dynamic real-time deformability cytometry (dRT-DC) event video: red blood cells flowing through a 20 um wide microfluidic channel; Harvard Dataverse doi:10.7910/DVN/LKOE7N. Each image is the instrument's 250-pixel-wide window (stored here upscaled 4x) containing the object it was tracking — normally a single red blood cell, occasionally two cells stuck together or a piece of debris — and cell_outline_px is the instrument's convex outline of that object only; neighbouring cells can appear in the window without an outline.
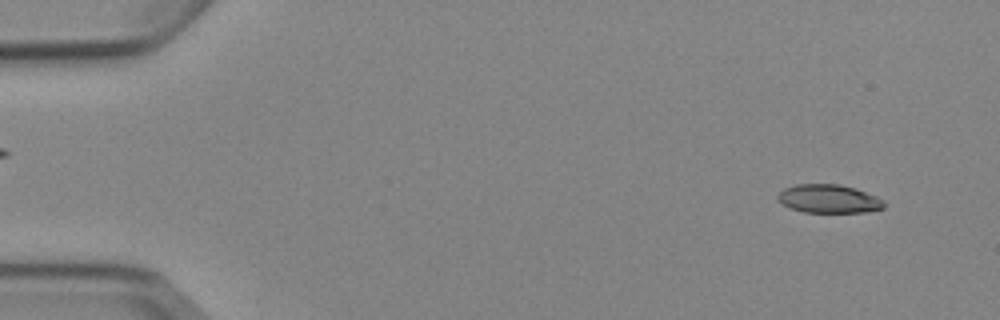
{"species": "Egyptian fruit bat (a non-hibernating species)", "species_latin": "Rousettus aegyptiacus", "temperature_condition": "cold", "stored_images_in_passage": 6, "camera_frame_rate_fps": 3000, "um_per_image_px": 0.085, "animal": {"sex": "female"}, "frame": {"image": 1, "passage_image": 1, "time_ms": 0.0, "image_size_px": [1000, 320], "cell_outline_px": [[884, 208], [864, 212], [804, 212], [792, 208], [784, 204], [776, 196], [784, 188], [796, 184], [840, 184], [856, 188], [876, 196], [884, 200]], "centroid_in_image_um": [70.47, 16.89], "position_along_channel_um": 14.5, "area_um2": 17.51}}
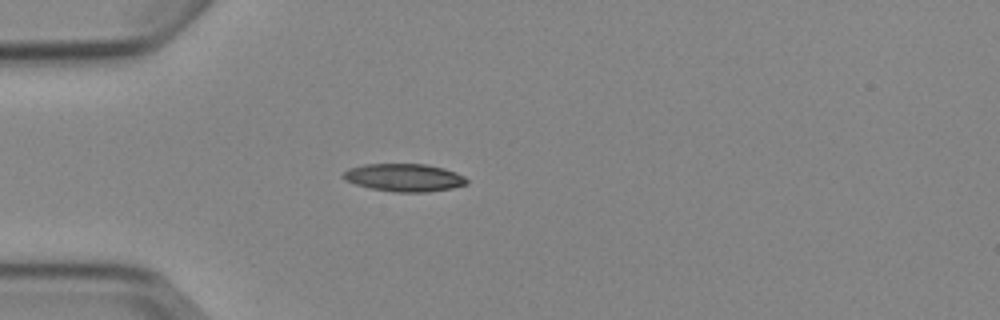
{"frame": {"image": 2, "passage_image": 4, "time_ms": 3.667, "image_size_px": [1000, 320], "cell_outline_px": [[468, 184], [452, 188], [428, 192], [396, 192], [372, 188], [356, 184], [344, 180], [340, 176], [348, 168], [364, 164], [424, 164], [444, 168], [456, 172], [464, 176], [468, 180]], "centroid_in_image_um": [34.36, 15.09], "position_along_channel_um": 50.6, "area_um2": 20.06}}
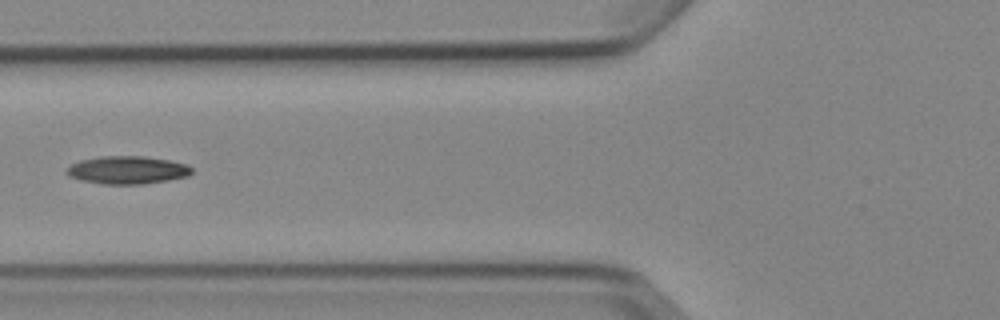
{"frame": {"image": 3, "passage_image": 6, "time_ms": 5.667, "image_size_px": [1000, 320], "cell_outline_px": [[192, 172], [188, 176], [168, 180], [144, 184], [100, 184], [80, 180], [68, 176], [64, 172], [72, 164], [80, 160], [100, 156], [144, 156], [168, 160], [188, 164], [192, 168]], "centroid_in_image_um": [10.81, 14.45], "position_along_channel_um": 115.0, "area_um2": 20.46}}